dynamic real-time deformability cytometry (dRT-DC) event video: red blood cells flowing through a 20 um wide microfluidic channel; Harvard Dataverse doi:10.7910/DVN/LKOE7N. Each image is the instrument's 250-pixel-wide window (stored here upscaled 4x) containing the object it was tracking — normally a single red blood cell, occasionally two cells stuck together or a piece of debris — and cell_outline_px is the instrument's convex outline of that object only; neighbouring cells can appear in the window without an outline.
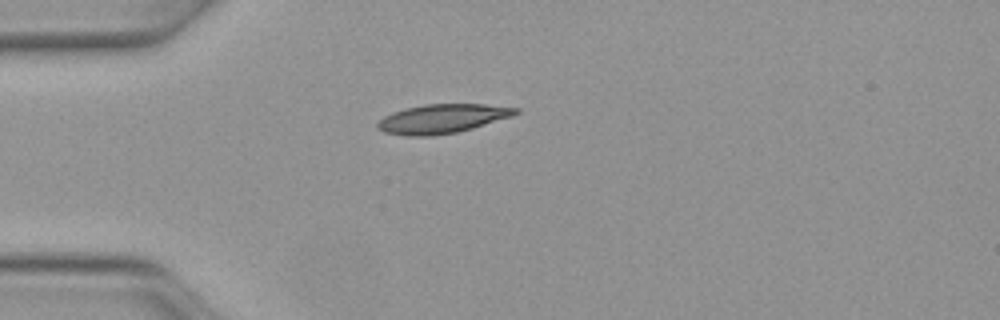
{"species": "Egyptian fruit bat (a non-hibernating species)", "species_latin": "Rousettus aegyptiacus", "temperature_condition": "warm", "stored_images_in_passage": 4, "camera_frame_rate_fps": 3000, "um_per_image_px": 0.085, "animal": {"sex": "female"}, "frame": {"image": 1, "passage_image": 1, "time_ms": 0.0, "image_size_px": [1000, 320], "cell_outline_px": [[520, 112], [512, 116], [472, 128], [456, 132], [432, 136], [404, 136], [384, 132], [376, 128], [376, 124], [384, 116], [392, 112], [404, 108], [424, 104], [484, 104], [520, 108]], "centroid_in_image_um": [37.56, 10.09], "position_along_channel_um": 47.4, "area_um2": 23.47}}